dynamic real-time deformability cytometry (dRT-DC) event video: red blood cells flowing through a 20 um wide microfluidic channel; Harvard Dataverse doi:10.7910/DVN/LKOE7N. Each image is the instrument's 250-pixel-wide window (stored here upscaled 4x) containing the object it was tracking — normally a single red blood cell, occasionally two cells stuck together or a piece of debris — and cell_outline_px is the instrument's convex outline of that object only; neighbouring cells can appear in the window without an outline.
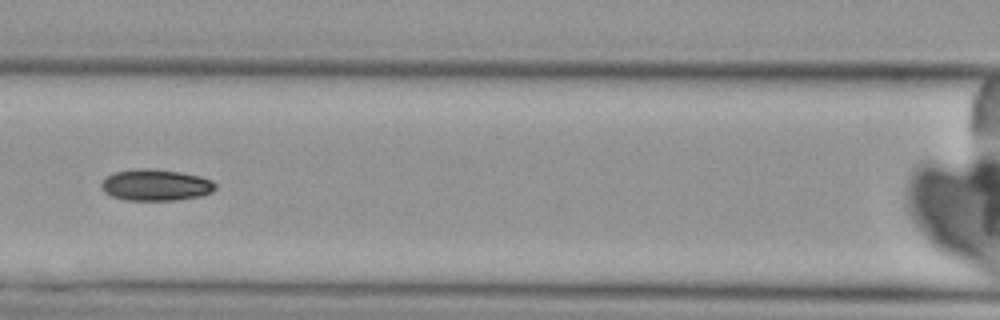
{"species": "Egyptian fruit bat (a non-hibernating species)", "species_latin": "Rousettus aegyptiacus", "temperature_condition": "cold", "stored_images_in_passage": 7, "camera_frame_rate_fps": 3000, "um_per_image_px": 0.085, "animal": {"sex": "female"}, "frame": {"image": 1, "passage_image": 5, "time_ms": 5.667, "image_size_px": [1000, 320], "cell_outline_px": [[216, 188], [212, 192], [200, 196], [176, 200], [124, 200], [112, 196], [104, 192], [100, 188], [100, 184], [104, 176], [116, 172], [136, 168], [148, 168], [180, 172], [200, 176], [212, 180], [216, 184]], "centroid_in_image_um": [13.2, 15.72], "position_along_channel_um": 153.4, "area_um2": 21.1}}
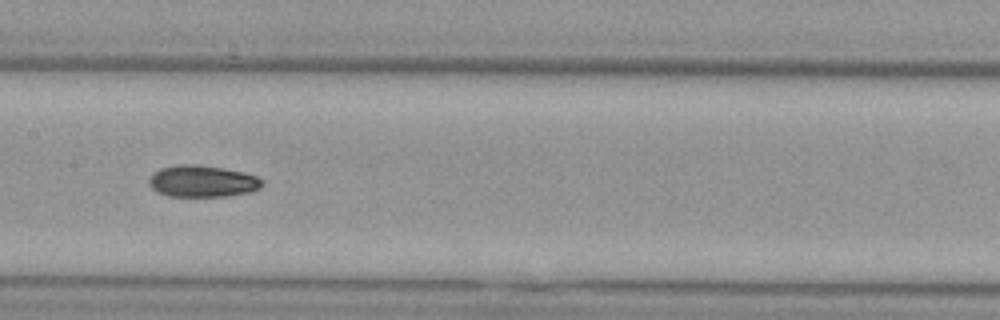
{"frame": {"image": 2, "passage_image": 6, "time_ms": 6.667, "image_size_px": [1000, 320], "cell_outline_px": [[264, 184], [260, 188], [248, 192], [224, 196], [168, 196], [152, 188], [148, 184], [148, 180], [152, 172], [160, 168], [180, 164], [200, 164], [224, 168], [244, 172], [256, 176], [264, 180]], "centroid_in_image_um": [17.2, 15.38], "position_along_channel_um": 190.2, "area_um2": 21.04}}